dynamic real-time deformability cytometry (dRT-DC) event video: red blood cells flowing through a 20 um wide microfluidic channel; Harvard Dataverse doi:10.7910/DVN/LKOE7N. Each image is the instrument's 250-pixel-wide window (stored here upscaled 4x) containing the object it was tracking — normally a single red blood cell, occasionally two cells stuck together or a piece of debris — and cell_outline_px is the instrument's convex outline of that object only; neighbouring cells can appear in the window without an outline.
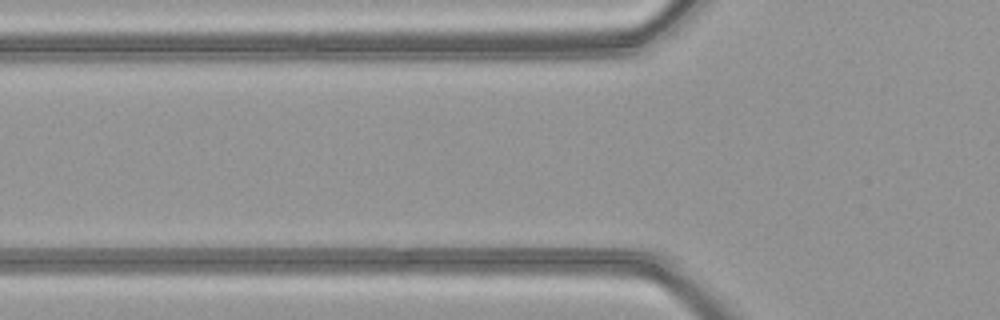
{"species": "common noctule bat (a hibernating species)", "species_latin": "Nyctalus noctula", "temperature_condition": "warm", "stored_images_in_passage": 2, "camera_frame_rate_fps": 3000, "um_per_image_px": 0.085, "animal": {"sex": "female", "body_mass_g": 21.9}, "frame": {"image": 1, "passage_image": 2, "time_ms": 0.333, "image_size_px": [1000, 320], "cell_outline_px": [[672, 292], [392, 276], [380, 272], [376, 268], [372, 260], [604, 260], [656, 276], [664, 280], [672, 288]], "centroid_in_image_um": [44.98, 23.19], "position_along_channel_um": 80.8, "area_um2": 44.74}}